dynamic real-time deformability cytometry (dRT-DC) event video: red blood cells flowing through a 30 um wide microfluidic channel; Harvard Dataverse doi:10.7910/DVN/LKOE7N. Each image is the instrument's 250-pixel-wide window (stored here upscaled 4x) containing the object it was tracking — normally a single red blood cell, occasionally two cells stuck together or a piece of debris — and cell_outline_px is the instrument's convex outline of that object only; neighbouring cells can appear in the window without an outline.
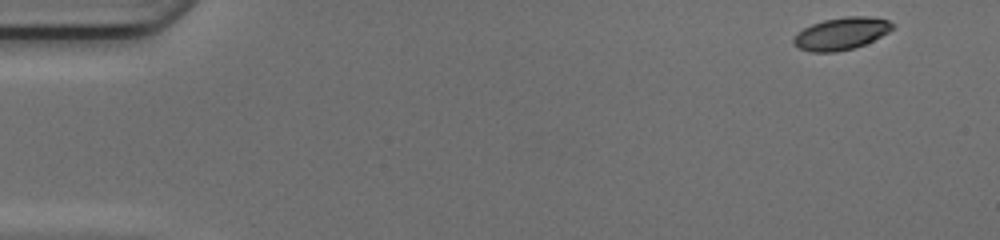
{"species": "common noctule bat (a hibernating species)", "species_latin": "Nyctalus noctula", "temperature_condition": "cold", "stored_images_in_passage": 41, "camera_frame_rate_fps": 3000, "um_per_image_px": 0.085, "animal": {"sex": "female", "body_mass_g": 17.0, "forearm_length_mm": 48.0}, "frame": {"image": 1, "passage_image": 1, "time_ms": 0.0, "image_size_px": [1000, 240], "cell_outline_px": [[896, 24], [888, 32], [864, 44], [852, 48], [836, 52], [812, 52], [800, 48], [792, 44], [792, 40], [796, 32], [812, 24], [824, 20], [844, 16], [868, 16], [888, 20]], "centroid_in_image_um": [71.48, 2.84], "position_along_channel_um": 13.5, "area_um2": 18.55}}
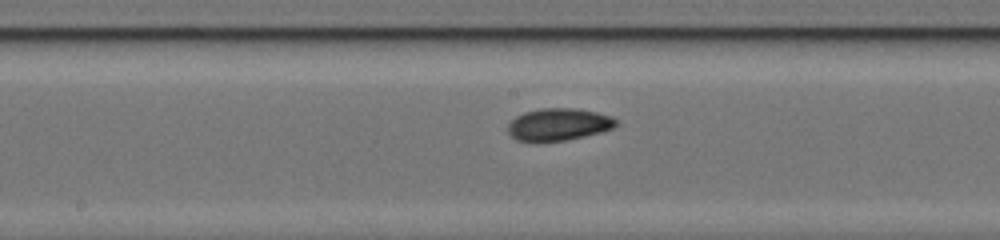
{"frame": {"image": 2, "passage_image": 24, "time_ms": 7.667, "image_size_px": [1000, 240], "cell_outline_px": [[620, 124], [612, 128], [600, 132], [568, 140], [540, 144], [532, 144], [516, 140], [508, 132], [508, 124], [516, 116], [524, 112], [540, 108], [576, 108], [596, 112], [612, 116]], "centroid_in_image_um": [47.44, 10.61], "position_along_channel_um": 200.8, "area_um2": 20.98}}
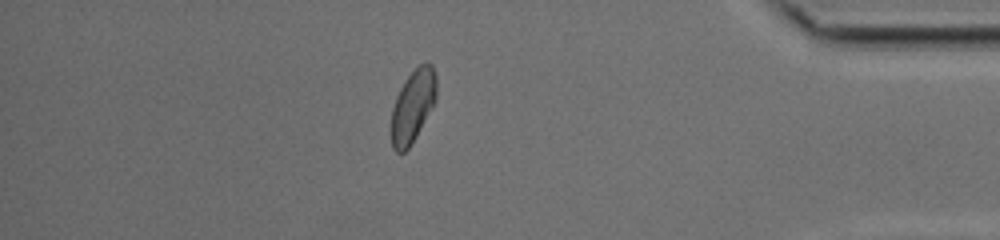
{"frame": {"image": 3, "passage_image": 41, "time_ms": 13.333, "image_size_px": [1000, 240], "cell_outline_px": [[436, 100], [416, 136], [408, 148], [404, 152], [396, 152], [392, 148], [392, 108], [396, 96], [404, 80], [420, 64], [428, 60], [432, 64], [436, 76]], "centroid_in_image_um": [35.1, 8.97], "position_along_channel_um": 400.1, "area_um2": 18.96}, "authors_computed_cell_mechanics": {"area_um2": 19.1318, "velocity_mm_per_s": 4.1872, "shape_relaxation_time_tau1_ms": 2.1723, "shape_relaxation_time_tau2_ms": 2.4338, "deformation_change_tau1": 0.0922, "deformation_change_tau2": 0.071}}